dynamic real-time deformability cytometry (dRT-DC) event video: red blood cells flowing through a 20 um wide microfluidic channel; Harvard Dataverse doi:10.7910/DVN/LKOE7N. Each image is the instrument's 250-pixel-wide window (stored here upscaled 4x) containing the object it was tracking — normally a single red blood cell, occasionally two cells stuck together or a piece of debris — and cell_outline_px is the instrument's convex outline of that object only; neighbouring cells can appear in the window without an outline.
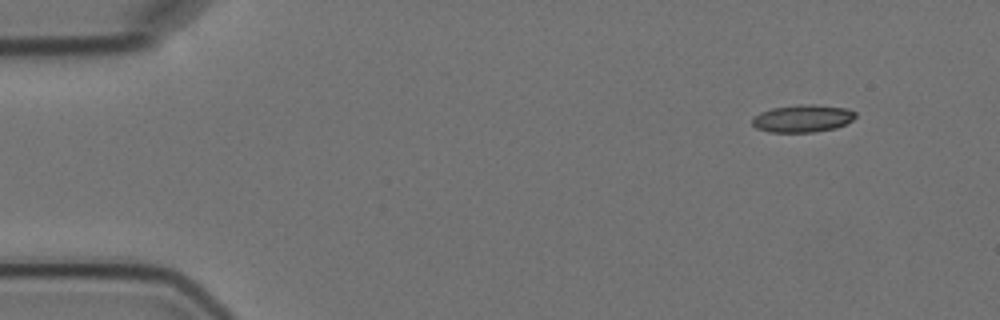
{"species": "Egyptian fruit bat (a non-hibernating species)", "species_latin": "Rousettus aegyptiacus", "temperature_condition": "cold", "stored_images_in_passage": 3, "camera_frame_rate_fps": 3000, "um_per_image_px": 0.085, "animal": {"sex": "female"}, "frame": {"image": 1, "passage_image": 1, "time_ms": 0.0, "image_size_px": [1000, 320], "cell_outline_px": [[856, 116], [852, 120], [836, 128], [812, 132], [768, 132], [756, 128], [752, 124], [752, 116], [760, 112], [772, 108], [800, 104], [812, 104], [848, 108], [856, 112]], "centroid_in_image_um": [68.2, 10.06], "position_along_channel_um": 16.8, "area_um2": 16.65}}